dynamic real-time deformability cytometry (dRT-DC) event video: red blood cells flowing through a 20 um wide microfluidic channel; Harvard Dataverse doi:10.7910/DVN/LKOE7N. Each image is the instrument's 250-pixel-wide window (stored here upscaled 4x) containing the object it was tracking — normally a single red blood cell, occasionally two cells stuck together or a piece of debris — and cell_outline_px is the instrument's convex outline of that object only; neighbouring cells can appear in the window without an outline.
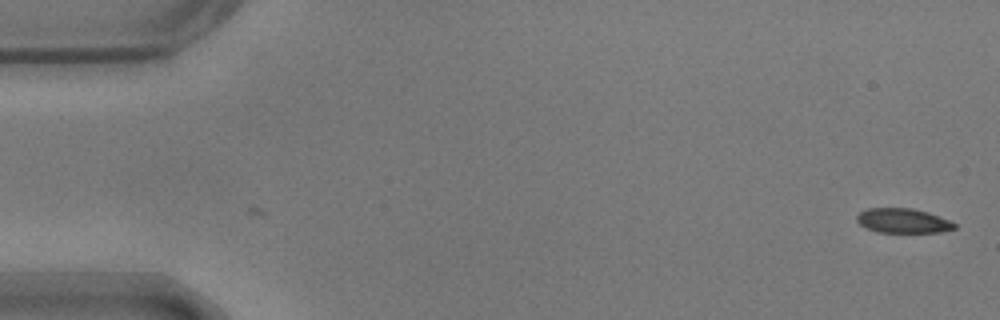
{"species": "common noctule bat (a hibernating species)", "species_latin": "Nyctalus noctula", "temperature_condition": "warm", "stored_images_in_passage": 5, "camera_frame_rate_fps": 3000, "um_per_image_px": 0.085, "animal": {"sex": "male", "body_mass_g": 17.9}, "frame": {"image": 1, "passage_image": 5, "time_ms": 1.333, "image_size_px": [1000, 320], "cell_outline_px": [[956, 228], [940, 232], [876, 232], [860, 224], [856, 220], [856, 216], [860, 212], [868, 208], [912, 208], [928, 212], [948, 220], [956, 224]], "centroid_in_image_um": [76.74, 18.76], "position_along_channel_um": 8.3, "area_um2": 13.87}}